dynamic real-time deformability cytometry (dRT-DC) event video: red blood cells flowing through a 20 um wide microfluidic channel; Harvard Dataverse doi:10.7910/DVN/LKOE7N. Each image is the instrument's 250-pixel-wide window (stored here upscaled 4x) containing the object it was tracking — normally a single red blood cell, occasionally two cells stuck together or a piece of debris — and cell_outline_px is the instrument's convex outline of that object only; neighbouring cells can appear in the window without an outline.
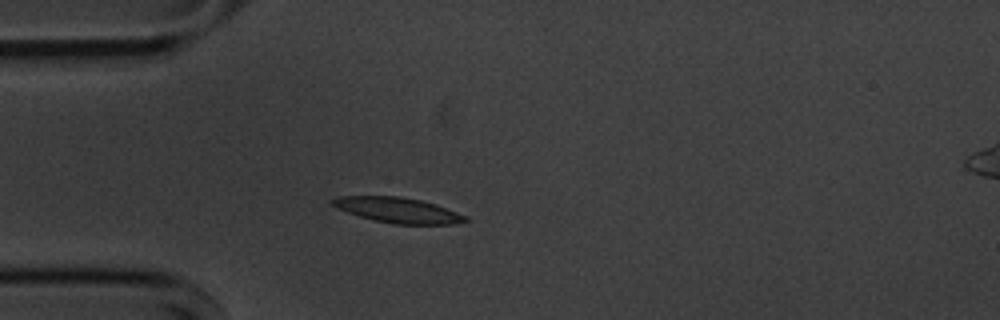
{"species": "common noctule bat (a hibernating species)", "species_latin": "Nyctalus noctula", "temperature_condition": "cold", "stored_images_in_passage": 1, "camera_frame_rate_fps": 3000, "um_per_image_px": 0.085, "animal": {"sex": "male", "body_mass_g": 20.1, "forearm_length_mm": 53.5}, "frame": {"image": 1, "passage_image": 1, "time_ms": 0.0, "image_size_px": [1000, 320], "cell_outline_px": [[472, 220], [452, 224], [392, 224], [372, 220], [336, 208], [328, 200], [336, 196], [400, 196], [420, 200], [436, 204], [468, 216]], "centroid_in_image_um": [33.82, 17.86], "position_along_channel_um": 51.2, "area_um2": 19.83}}